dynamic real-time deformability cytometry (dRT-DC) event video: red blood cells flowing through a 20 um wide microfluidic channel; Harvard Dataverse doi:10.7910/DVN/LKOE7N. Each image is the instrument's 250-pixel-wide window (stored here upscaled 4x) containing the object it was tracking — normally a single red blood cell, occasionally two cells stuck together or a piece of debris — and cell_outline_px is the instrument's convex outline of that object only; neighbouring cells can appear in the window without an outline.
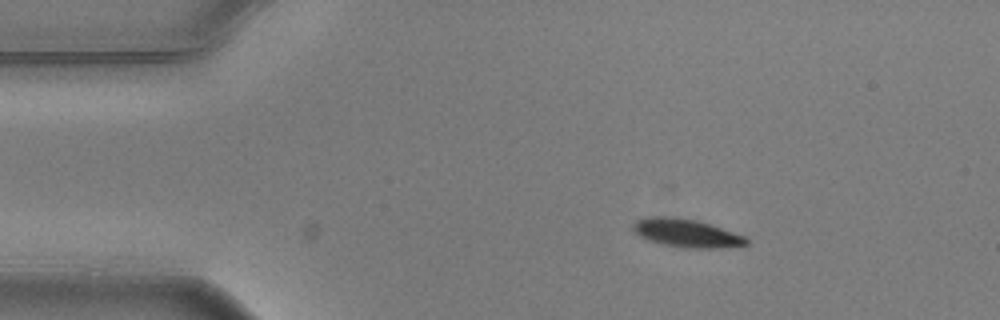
{"species": "common noctule bat (a hibernating species)", "species_latin": "Nyctalus noctula", "temperature_condition": "warm", "stored_images_in_passage": 3, "camera_frame_rate_fps": 3000, "um_per_image_px": 0.085, "animal": {"sex": "male", "body_mass_g": 20.5, "forearm_length_mm": 52.5}, "frame": {"image": 1, "passage_image": 1, "time_ms": 0.0, "image_size_px": [1000, 320], "cell_outline_px": [[748, 244], [716, 248], [684, 248], [664, 244], [648, 240], [640, 236], [632, 228], [632, 224], [636, 220], [644, 216], [676, 216], [696, 220], [744, 236], [748, 240]], "centroid_in_image_um": [58.27, 19.79], "position_along_channel_um": 26.7, "area_um2": 18.5}}
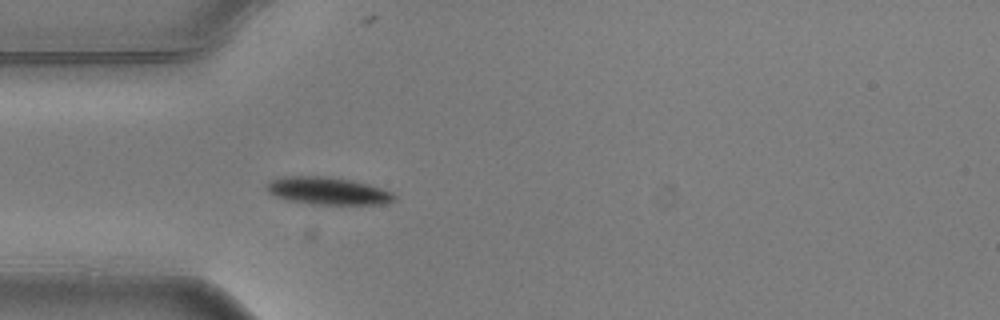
{"frame": {"image": 2, "passage_image": 3, "time_ms": 0.667, "image_size_px": [1000, 320], "cell_outline_px": [[396, 200], [384, 204], [312, 204], [288, 200], [276, 196], [268, 192], [264, 188], [264, 184], [280, 176], [328, 176], [352, 180], [368, 184], [392, 192], [396, 196]], "centroid_in_image_um": [27.83, 16.21], "position_along_channel_um": 57.2, "area_um2": 20.58}}